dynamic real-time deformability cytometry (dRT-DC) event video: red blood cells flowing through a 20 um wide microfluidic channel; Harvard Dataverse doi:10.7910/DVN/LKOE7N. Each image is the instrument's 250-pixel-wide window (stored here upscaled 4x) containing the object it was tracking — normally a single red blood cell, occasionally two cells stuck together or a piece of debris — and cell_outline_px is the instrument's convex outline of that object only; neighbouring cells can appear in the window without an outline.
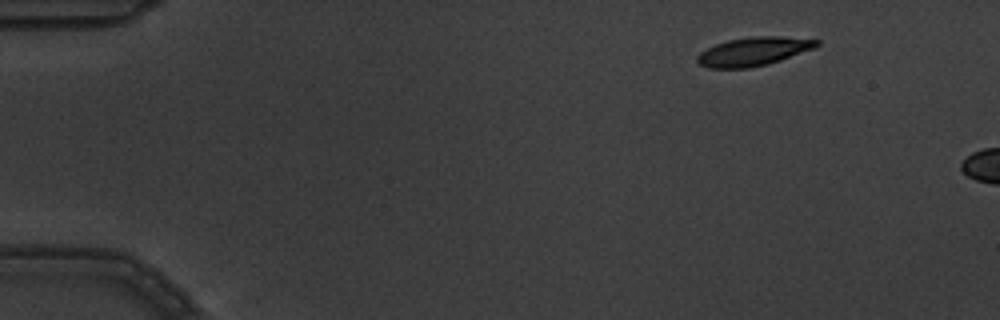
{"species": "common noctule bat (a hibernating species)", "species_latin": "Nyctalus noctula", "temperature_condition": "warm", "stored_images_in_passage": 5, "camera_frame_rate_fps": 3000, "um_per_image_px": 0.085, "animal": {"sex": "male", "body_mass_g": 19.5, "forearm_length_mm": 54.6}, "frame": {"image": 1, "passage_image": 2, "time_ms": 0.333, "image_size_px": [1000, 320], "cell_outline_px": [[820, 44], [816, 48], [768, 64], [748, 68], [708, 68], [700, 64], [696, 60], [696, 56], [700, 52], [716, 44], [728, 40], [752, 36], [780, 36], [820, 40]], "centroid_in_image_um": [64.07, 4.37], "position_along_channel_um": 20.9, "area_um2": 19.94}}